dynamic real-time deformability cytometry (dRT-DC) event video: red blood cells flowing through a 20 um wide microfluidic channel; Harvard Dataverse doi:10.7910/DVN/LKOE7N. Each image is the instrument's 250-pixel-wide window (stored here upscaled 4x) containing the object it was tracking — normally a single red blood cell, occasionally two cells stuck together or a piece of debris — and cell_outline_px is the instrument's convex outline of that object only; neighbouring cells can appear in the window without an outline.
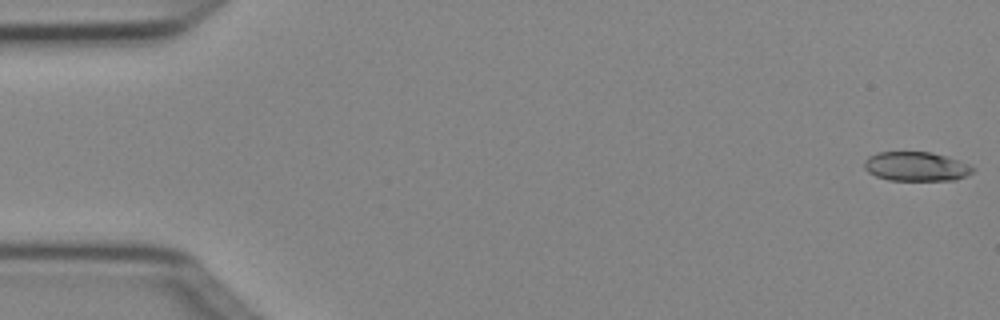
{"species": "Egyptian fruit bat (a non-hibernating species)", "species_latin": "Rousettus aegyptiacus", "temperature_condition": "cold", "stored_images_in_passage": 5, "camera_frame_rate_fps": 3000, "um_per_image_px": 0.085, "animal": {"sex": "female"}, "frame": {"image": 1, "passage_image": 1, "time_ms": 0.0, "image_size_px": [1000, 320], "cell_outline_px": [[976, 168], [972, 172], [956, 180], [888, 180], [876, 176], [868, 172], [864, 168], [864, 160], [868, 156], [876, 152], [932, 152], [948, 156], [968, 164]], "centroid_in_image_um": [77.85, 14.14], "position_along_channel_um": 7.1, "area_um2": 18.61}}